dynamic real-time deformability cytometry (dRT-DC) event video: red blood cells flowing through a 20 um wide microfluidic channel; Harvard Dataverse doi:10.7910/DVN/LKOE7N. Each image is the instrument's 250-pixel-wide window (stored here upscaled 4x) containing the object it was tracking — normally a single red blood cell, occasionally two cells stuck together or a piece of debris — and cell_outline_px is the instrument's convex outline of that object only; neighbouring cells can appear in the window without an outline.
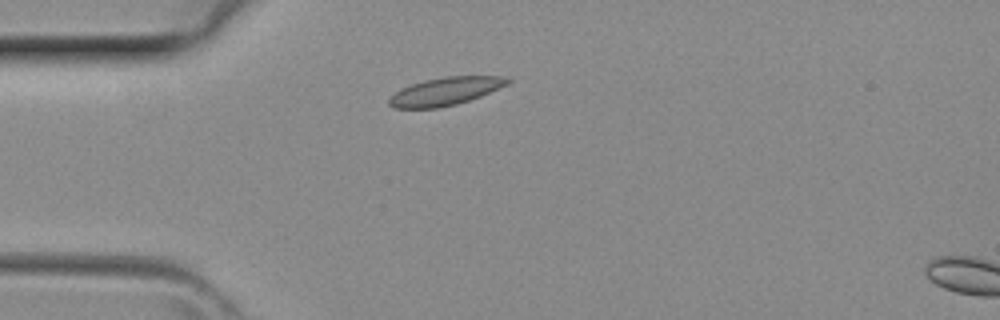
{"species": "common noctule bat (a hibernating species)", "species_latin": "Nyctalus noctula", "temperature_condition": "room temperature", "stored_images_in_passage": 2, "segment_of_instrument_passage": [1, 2], "camera_frame_rate_fps": 3000, "um_per_image_px": 0.085, "animal": {"sex": "female", "body_mass_g": 29.2, "forearm_length_mm": 56.3}, "frame": {"image": 1, "passage_image": 1, "time_ms": 0.0, "image_size_px": [1000, 320], "cell_outline_px": [[512, 80], [508, 84], [480, 96], [456, 104], [436, 108], [392, 108], [388, 104], [388, 100], [396, 92], [412, 84], [424, 80], [444, 76], [512, 76]], "centroid_in_image_um": [37.9, 7.75], "position_along_channel_um": 47.1, "area_um2": 19.19}}